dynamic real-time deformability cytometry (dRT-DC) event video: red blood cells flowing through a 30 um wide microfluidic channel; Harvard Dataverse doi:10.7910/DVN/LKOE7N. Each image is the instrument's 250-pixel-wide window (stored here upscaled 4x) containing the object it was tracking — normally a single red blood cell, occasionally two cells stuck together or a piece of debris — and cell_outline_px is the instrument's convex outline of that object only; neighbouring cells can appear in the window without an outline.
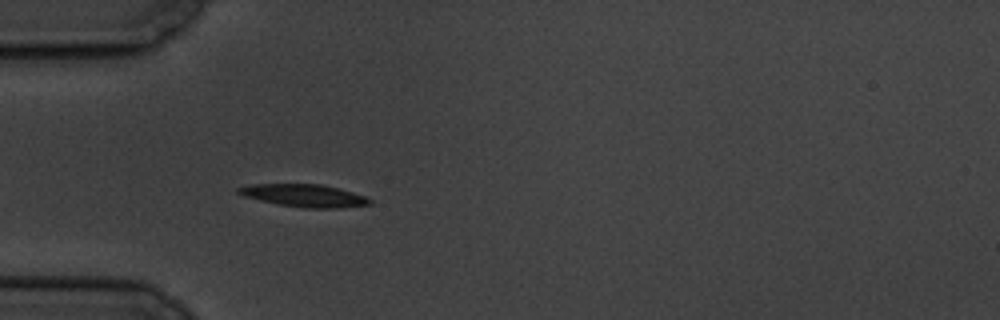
{"species": "common noctule bat (a hibernating species)", "species_latin": "Nyctalus noctula", "temperature_condition": "cold", "stored_images_in_passage": 6, "camera_frame_rate_fps": 3000, "um_per_image_px": 0.085, "animal": {"sex": "male", "body_mass_g": 19.5, "forearm_length_mm": 54.6}, "frame": {"image": 1, "passage_image": 6, "time_ms": 5.667, "image_size_px": [1000, 320], "cell_outline_px": [[372, 204], [336, 208], [304, 208], [280, 204], [260, 200], [244, 196], [236, 192], [236, 188], [252, 184], [320, 184], [352, 192], [364, 196], [372, 200]], "centroid_in_image_um": [25.84, 16.62], "position_along_channel_um": 59.2, "area_um2": 17.05}}